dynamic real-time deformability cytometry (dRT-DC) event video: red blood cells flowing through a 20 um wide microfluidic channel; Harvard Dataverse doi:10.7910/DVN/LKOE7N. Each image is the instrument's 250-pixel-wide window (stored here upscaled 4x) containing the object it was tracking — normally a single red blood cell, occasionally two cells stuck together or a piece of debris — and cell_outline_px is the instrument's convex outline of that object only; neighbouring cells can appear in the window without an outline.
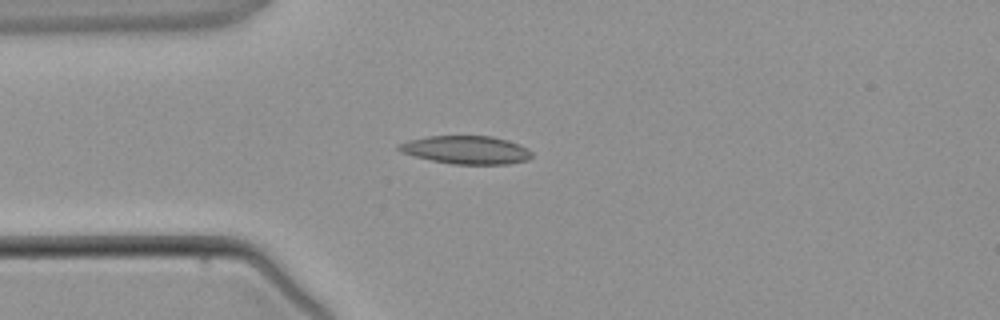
{"species": "common noctule bat (a hibernating species)", "species_latin": "Nyctalus noctula", "temperature_condition": "warm", "stored_images_in_passage": 3, "camera_frame_rate_fps": 3000, "um_per_image_px": 0.085, "animal": {"sex": "male", "body_mass_g": 21.5, "forearm_length_mm": 52.0}, "frame": {"image": 1, "passage_image": 3, "time_ms": 2.667, "image_size_px": [1000, 320], "cell_outline_px": [[532, 156], [528, 160], [508, 164], [452, 164], [432, 160], [416, 156], [404, 152], [396, 148], [400, 144], [408, 140], [428, 136], [492, 136], [508, 140], [532, 152]], "centroid_in_image_um": [39.64, 12.74], "position_along_channel_um": 45.4, "area_um2": 21.5}}